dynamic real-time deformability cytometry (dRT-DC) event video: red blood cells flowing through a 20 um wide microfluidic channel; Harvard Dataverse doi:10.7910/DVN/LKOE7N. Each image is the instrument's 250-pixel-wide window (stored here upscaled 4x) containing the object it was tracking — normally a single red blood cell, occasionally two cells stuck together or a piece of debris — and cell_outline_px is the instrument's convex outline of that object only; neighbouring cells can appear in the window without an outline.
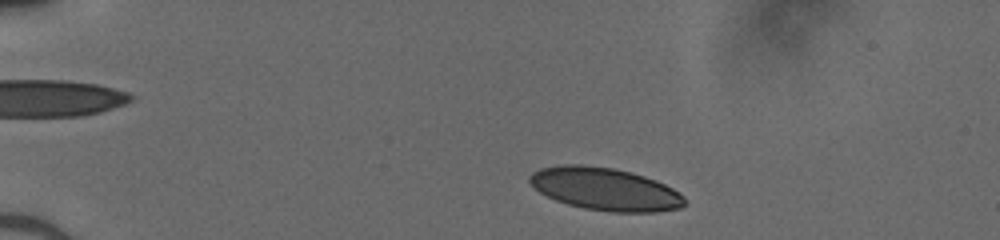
{"species": "human", "species_latin": "Homo sapiens", "temperature_condition": "cold", "stored_images_in_passage": 43, "camera_frame_rate_fps": 3000, "um_per_image_px": 0.085, "donor": {"sex": "male"}, "frame": {"image": 1, "passage_image": 3, "time_ms": 0.667, "image_size_px": [1000, 240], "cell_outline_px": [[684, 204], [680, 208], [656, 212], [612, 212], [584, 208], [568, 204], [556, 200], [540, 192], [528, 180], [528, 176], [532, 172], [540, 168], [560, 164], [580, 164], [612, 168], [632, 172], [656, 180], [672, 188], [684, 196]], "centroid_in_image_um": [51.42, 16.06], "position_along_channel_um": 33.6, "area_um2": 38.44}}
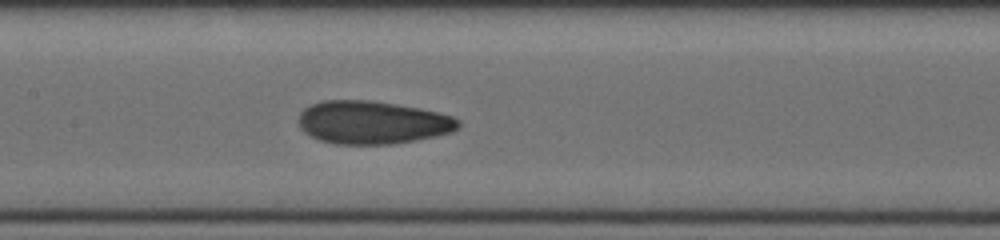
{"frame": {"image": 2, "passage_image": 19, "time_ms": 6.0, "image_size_px": [1000, 240], "cell_outline_px": [[460, 124], [452, 132], [436, 136], [416, 140], [392, 144], [336, 144], [320, 140], [304, 132], [300, 128], [300, 112], [304, 108], [312, 104], [324, 100], [372, 100], [420, 108], [452, 116], [460, 120]], "centroid_in_image_um": [31.66, 10.4], "position_along_channel_um": 175.7, "area_um2": 40.0}}
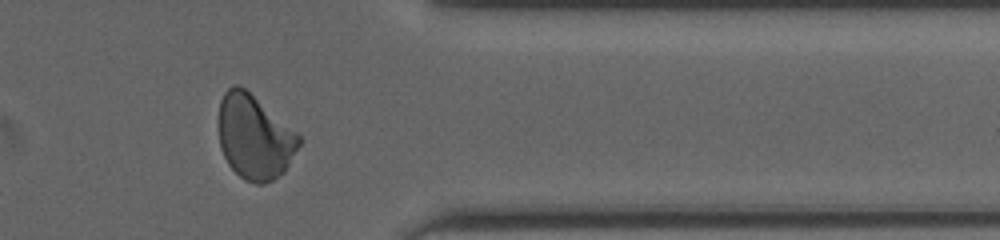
{"frame": {"image": 3, "passage_image": 35, "time_ms": 11.333, "image_size_px": [1000, 240], "cell_outline_px": [[304, 140], [284, 172], [272, 180], [264, 184], [256, 184], [244, 180], [228, 164], [220, 148], [220, 100], [224, 92], [228, 88], [236, 84], [244, 88], [296, 132]], "centroid_in_image_um": [21.65, 11.68], "position_along_channel_um": 389.7, "area_um2": 39.13}}